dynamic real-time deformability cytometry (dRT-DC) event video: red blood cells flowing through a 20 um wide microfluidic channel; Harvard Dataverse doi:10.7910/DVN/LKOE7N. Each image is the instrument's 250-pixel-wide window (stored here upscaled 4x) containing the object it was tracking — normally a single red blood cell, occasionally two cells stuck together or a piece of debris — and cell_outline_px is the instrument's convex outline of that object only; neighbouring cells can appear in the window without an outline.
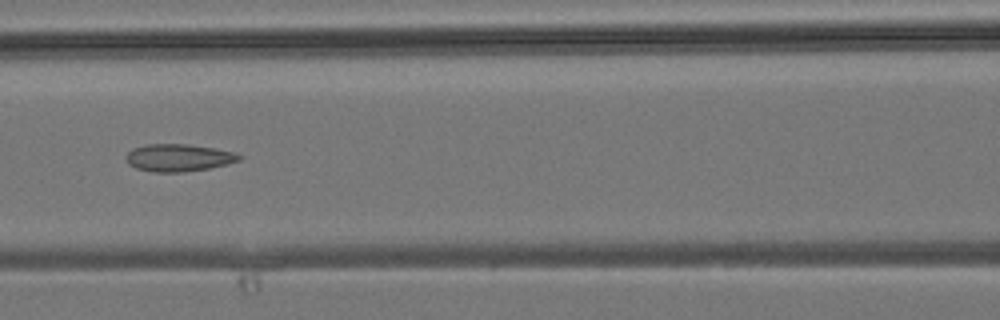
{"species": "common noctule bat (a hibernating species)", "species_latin": "Nyctalus noctula", "temperature_condition": "room temperature", "stored_images_in_passage": 4, "camera_frame_rate_fps": 3000, "um_per_image_px": 0.085, "animal": {"sex": "male", "body_mass_g": 19.2, "forearm_length_mm": 51.8}, "frame": {"image": 1, "passage_image": 4, "time_ms": 3.333, "image_size_px": [1000, 320], "cell_outline_px": [[244, 156], [240, 160], [228, 164], [208, 168], [184, 172], [152, 172], [136, 168], [128, 164], [128, 152], [132, 148], [144, 144], [188, 144], [236, 152]], "centroid_in_image_um": [15.2, 13.4], "position_along_channel_um": 151.4, "area_um2": 18.09}}